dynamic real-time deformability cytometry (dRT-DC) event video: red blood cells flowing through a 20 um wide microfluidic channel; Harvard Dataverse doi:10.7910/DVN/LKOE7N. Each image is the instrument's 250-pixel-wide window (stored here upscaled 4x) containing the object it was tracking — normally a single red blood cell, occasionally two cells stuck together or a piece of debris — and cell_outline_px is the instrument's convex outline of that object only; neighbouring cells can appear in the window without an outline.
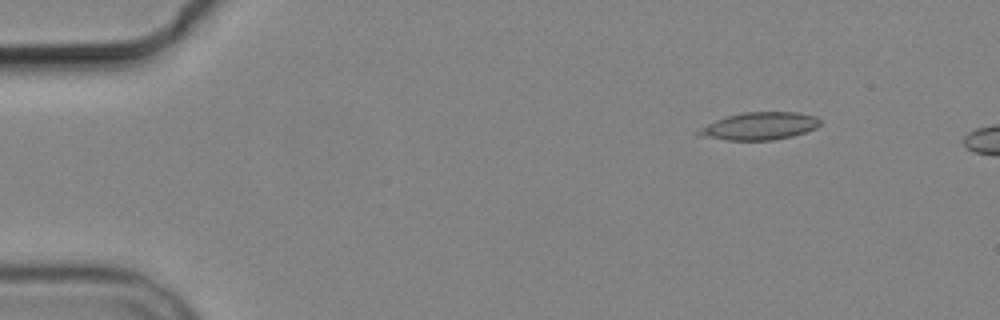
{"species": "common noctule bat (a hibernating species)", "species_latin": "Nyctalus noctula", "temperature_condition": "cold", "stored_images_in_passage": 5, "camera_frame_rate_fps": 3000, "um_per_image_px": 0.085, "animal": {"sex": "male", "body_mass_g": 19.2, "forearm_length_mm": 51.8}, "frame": {"image": 1, "passage_image": 1, "time_ms": 0.0, "image_size_px": [1000, 320], "cell_outline_px": [[820, 124], [816, 128], [792, 136], [772, 140], [724, 140], [696, 136], [696, 132], [700, 128], [716, 120], [728, 116], [744, 112], [796, 112], [816, 116], [820, 120]], "centroid_in_image_um": [64.53, 10.72], "position_along_channel_um": 20.5, "area_um2": 19.48}}